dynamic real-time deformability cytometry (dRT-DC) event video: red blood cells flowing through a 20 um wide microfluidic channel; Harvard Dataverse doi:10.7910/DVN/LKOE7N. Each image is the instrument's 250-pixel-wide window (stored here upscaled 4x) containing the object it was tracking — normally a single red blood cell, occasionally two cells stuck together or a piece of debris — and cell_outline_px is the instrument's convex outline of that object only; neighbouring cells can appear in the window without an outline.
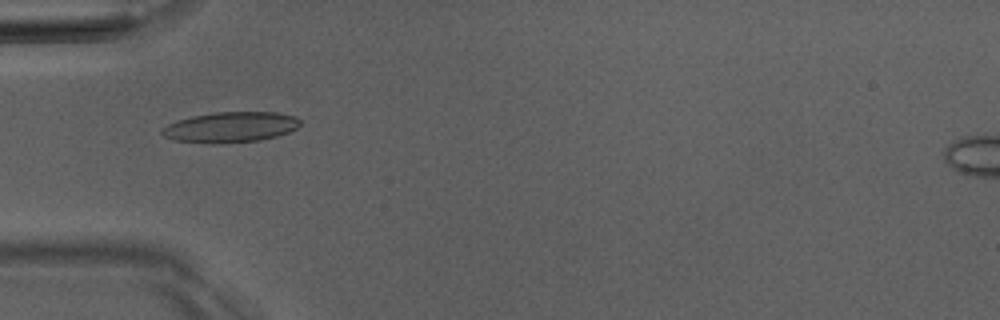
{"species": "Egyptian fruit bat (a non-hibernating species)", "species_latin": "Rousettus aegyptiacus", "temperature_condition": "room temperature", "stored_images_in_passage": 7, "camera_frame_rate_fps": 3000, "um_per_image_px": 0.085, "animal": {"sex": "male"}, "frame": {"image": 1, "passage_image": 5, "time_ms": 5.333, "image_size_px": [1000, 320], "cell_outline_px": [[300, 124], [296, 128], [288, 132], [276, 136], [260, 140], [212, 144], [176, 140], [164, 136], [160, 132], [160, 128], [168, 124], [192, 116], [212, 112], [276, 112], [296, 116], [300, 120]], "centroid_in_image_um": [19.59, 10.8], "position_along_channel_um": 65.4, "area_um2": 24.51}}